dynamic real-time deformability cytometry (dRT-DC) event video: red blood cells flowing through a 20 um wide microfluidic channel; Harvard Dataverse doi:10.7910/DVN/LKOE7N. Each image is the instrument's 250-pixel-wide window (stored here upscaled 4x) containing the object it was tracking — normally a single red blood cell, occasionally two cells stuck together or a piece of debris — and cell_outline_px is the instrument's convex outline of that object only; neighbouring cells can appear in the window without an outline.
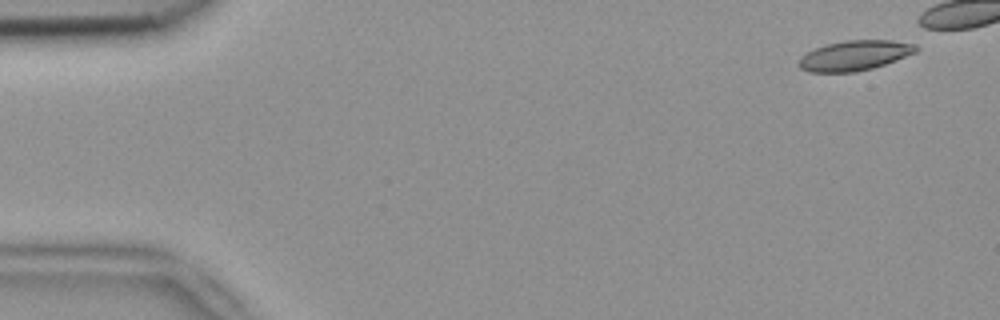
{"species": "common noctule bat (a hibernating species)", "species_latin": "Nyctalus noctula", "temperature_condition": "room temperature", "stored_images_in_passage": 6, "camera_frame_rate_fps": 3000, "um_per_image_px": 0.085, "animal": {"sex": "female", "body_mass_g": 18.4}, "frame": {"image": 1, "passage_image": 1, "time_ms": 0.0, "image_size_px": [1000, 320], "cell_outline_px": [[916, 52], [896, 60], [872, 68], [856, 72], [808, 72], [800, 68], [800, 56], [816, 48], [828, 44], [848, 40], [892, 40], [916, 44]], "centroid_in_image_um": [72.64, 4.72], "position_along_channel_um": 12.4, "area_um2": 20.23}}